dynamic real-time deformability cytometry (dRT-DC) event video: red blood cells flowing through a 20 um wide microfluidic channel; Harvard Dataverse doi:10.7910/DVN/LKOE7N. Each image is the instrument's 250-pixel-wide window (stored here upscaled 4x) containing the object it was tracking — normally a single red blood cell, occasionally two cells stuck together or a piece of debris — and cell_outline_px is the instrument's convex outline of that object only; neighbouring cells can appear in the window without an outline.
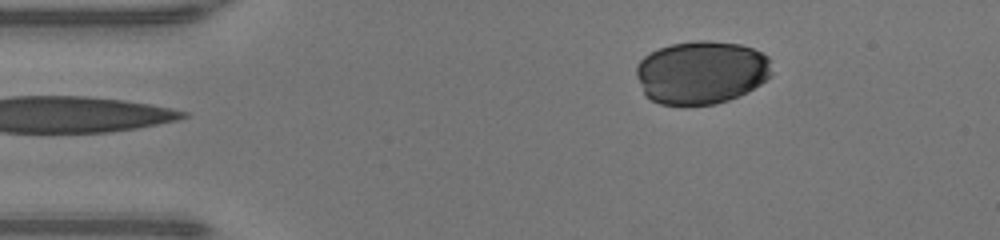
{"species": "human", "species_latin": "Homo sapiens", "temperature_condition": "warm", "stored_images_in_passage": 32, "camera_frame_rate_fps": 3000, "um_per_image_px": 0.085, "donor": {"sex": "male"}, "frame": {"image": 1, "passage_image": 1, "time_ms": 0.0, "image_size_px": [1000, 240], "cell_outline_px": [[772, 72], [760, 84], [748, 92], [728, 100], [716, 104], [660, 104], [644, 96], [636, 76], [636, 68], [640, 60], [644, 56], [660, 48], [672, 44], [696, 40], [708, 40], [740, 44], [752, 48], [768, 56]], "centroid_in_image_um": [59.6, 6.15], "position_along_channel_um": 25.4, "area_um2": 49.88}}
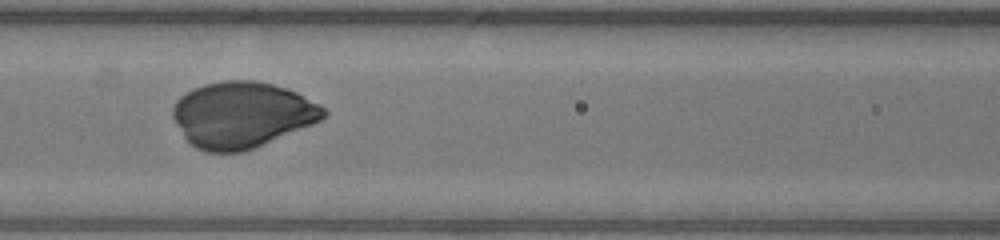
{"frame": {"image": 2, "passage_image": 14, "time_ms": 4.333, "image_size_px": [1000, 240], "cell_outline_px": [[328, 112], [320, 120], [312, 124], [252, 148], [240, 152], [208, 152], [196, 148], [184, 136], [176, 124], [172, 116], [172, 108], [176, 100], [180, 96], [192, 88], [204, 84], [224, 80], [256, 80], [272, 84], [296, 92], [320, 104]], "centroid_in_image_um": [20.54, 9.73], "position_along_channel_um": 146.1, "area_um2": 57.57}}
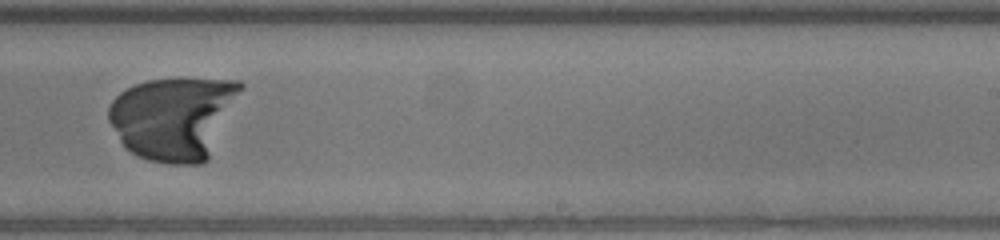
{"frame": {"image": 3, "passage_image": 23, "time_ms": 7.333, "image_size_px": [1000, 240], "cell_outline_px": [[244, 88], [208, 160], [200, 164], [168, 164], [148, 160], [136, 156], [124, 148], [108, 120], [108, 108], [112, 100], [120, 92], [136, 84], [148, 80], [240, 80], [244, 84]], "centroid_in_image_um": [14.77, 10.05], "position_along_channel_um": 274.2, "area_um2": 63.93}}